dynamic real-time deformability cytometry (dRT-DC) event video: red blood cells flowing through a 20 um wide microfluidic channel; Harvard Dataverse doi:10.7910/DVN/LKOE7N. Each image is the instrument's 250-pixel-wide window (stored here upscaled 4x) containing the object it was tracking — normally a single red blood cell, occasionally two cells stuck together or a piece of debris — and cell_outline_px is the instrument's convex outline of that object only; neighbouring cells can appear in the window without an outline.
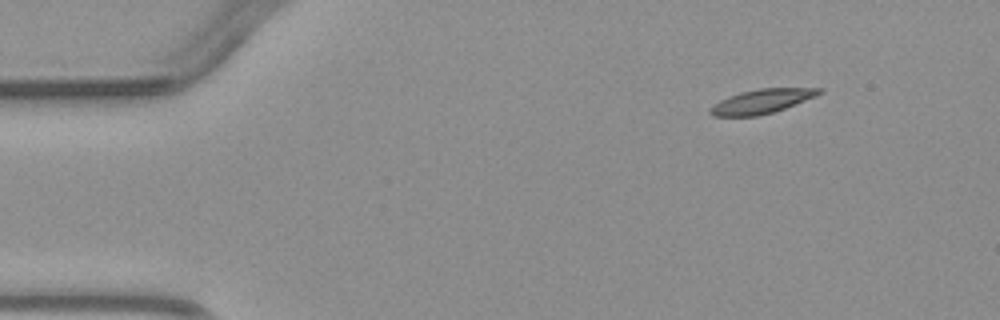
{"species": "common noctule bat (a hibernating species)", "species_latin": "Nyctalus noctula", "temperature_condition": "warm", "stored_images_in_passage": 3, "camera_frame_rate_fps": 3000, "um_per_image_px": 0.085, "animal": {"sex": "male", "body_mass_g": 23.1, "forearm_length_mm": 52.7}, "frame": {"image": 1, "passage_image": 1, "time_ms": 0.0, "image_size_px": [1000, 320], "cell_outline_px": [[824, 92], [816, 96], [784, 108], [772, 112], [756, 116], [712, 116], [708, 112], [708, 108], [712, 104], [728, 96], [740, 92], [760, 88], [824, 88]], "centroid_in_image_um": [64.71, 8.61], "position_along_channel_um": 20.3, "area_um2": 15.43}}
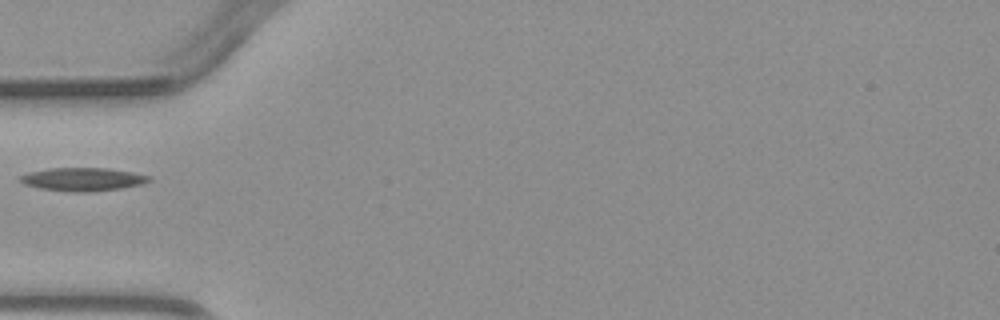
{"frame": {"image": 2, "passage_image": 3, "time_ms": 3.333, "image_size_px": [1000, 320], "cell_outline_px": [[152, 180], [140, 184], [120, 188], [84, 192], [76, 192], [40, 188], [24, 184], [20, 180], [20, 176], [28, 172], [48, 168], [108, 168], [132, 172], [152, 176]], "centroid_in_image_um": [7.04, 15.22], "position_along_channel_um": 78.0, "area_um2": 17.28}}